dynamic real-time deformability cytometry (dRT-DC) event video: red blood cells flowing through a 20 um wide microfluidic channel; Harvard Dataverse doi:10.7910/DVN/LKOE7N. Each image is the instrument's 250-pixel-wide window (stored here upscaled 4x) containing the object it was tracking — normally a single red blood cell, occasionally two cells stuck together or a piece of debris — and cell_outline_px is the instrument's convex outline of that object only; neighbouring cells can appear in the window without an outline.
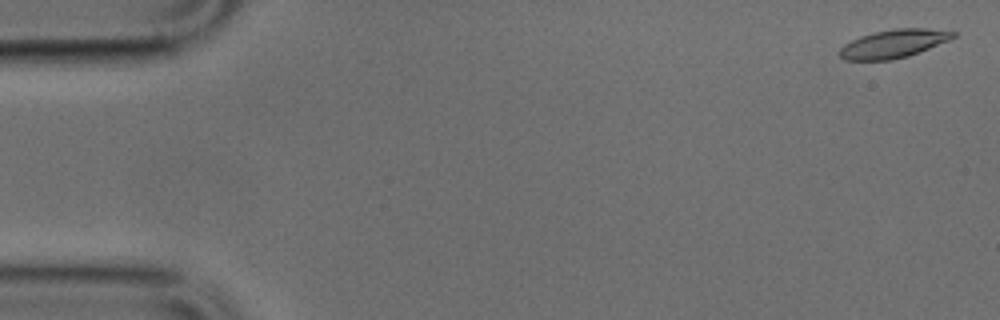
{"species": "common noctule bat (a hibernating species)", "species_latin": "Nyctalus noctula", "temperature_condition": "cold", "stored_images_in_passage": 51, "camera_frame_rate_fps": 3000, "um_per_image_px": 0.085, "animal": {"sex": "male", "body_mass_g": 17.9, "forearm_length_mm": 54.2}, "frame": {"image": 1, "passage_image": 2, "time_ms": 0.333, "image_size_px": [1000, 320], "cell_outline_px": [[956, 36], [952, 40], [920, 52], [908, 56], [892, 60], [844, 60], [840, 56], [840, 48], [844, 44], [860, 36], [872, 32], [896, 28], [924, 28], [956, 32]], "centroid_in_image_um": [75.98, 3.71], "position_along_channel_um": 9.0, "area_um2": 18.9}}
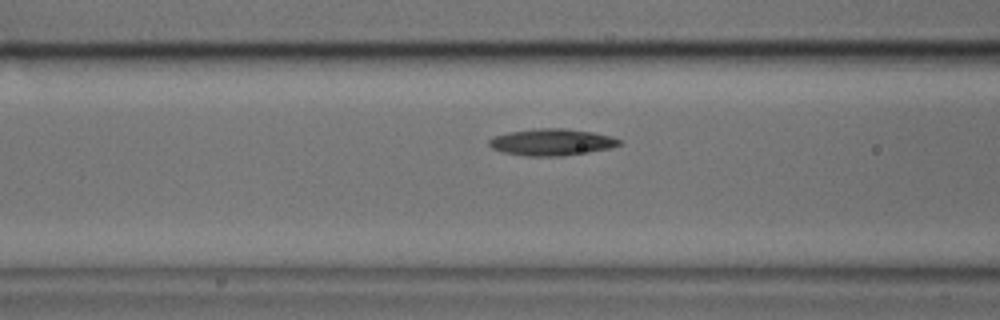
{"frame": {"image": 2, "passage_image": 20, "time_ms": 6.333, "image_size_px": [1000, 320], "cell_outline_px": [[624, 144], [612, 148], [588, 152], [560, 156], [524, 156], [504, 152], [492, 148], [488, 144], [488, 140], [492, 136], [508, 132], [536, 128], [564, 128], [592, 132], [612, 136], [624, 140]], "centroid_in_image_um": [46.93, 12.08], "position_along_channel_um": 119.7, "area_um2": 20.58}}
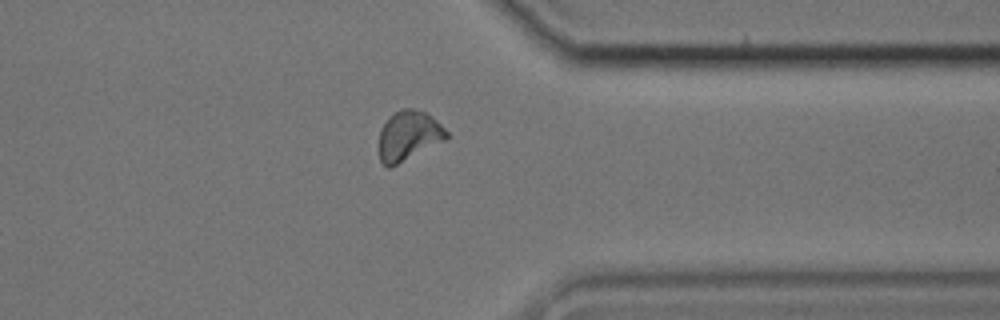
{"frame": {"image": 3, "passage_image": 40, "time_ms": 13.0, "image_size_px": [1000, 320], "cell_outline_px": [[448, 136], [444, 140], [388, 168], [380, 160], [380, 128], [400, 108], [412, 108], [428, 112], [448, 132]], "centroid_in_image_um": [34.74, 11.5], "position_along_channel_um": 376.7, "area_um2": 19.02}}